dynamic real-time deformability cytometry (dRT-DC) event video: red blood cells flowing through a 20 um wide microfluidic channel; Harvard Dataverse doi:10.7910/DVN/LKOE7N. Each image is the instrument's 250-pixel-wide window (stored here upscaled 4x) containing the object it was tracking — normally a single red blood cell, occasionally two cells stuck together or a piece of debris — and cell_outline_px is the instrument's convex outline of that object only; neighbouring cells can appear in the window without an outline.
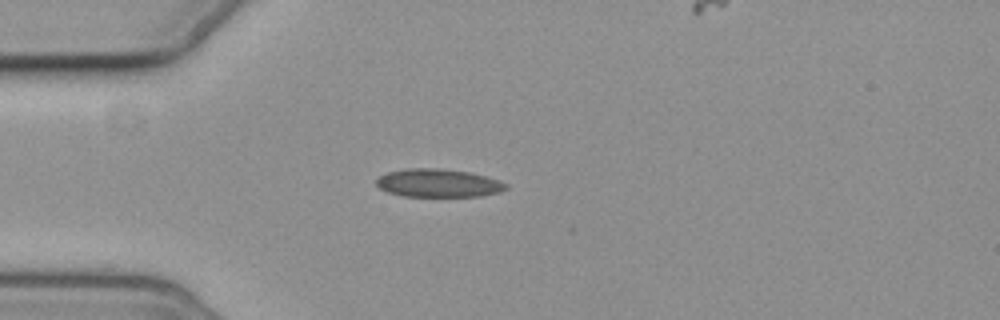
{"species": "common noctule bat (a hibernating species)", "species_latin": "Nyctalus noctula", "temperature_condition": "cold", "stored_images_in_passage": 6, "camera_frame_rate_fps": 3000, "um_per_image_px": 0.085, "animal": {"sex": "female", "body_mass_g": 19.3, "forearm_length_mm": 54.1}, "frame": {"image": 1, "passage_image": 3, "time_ms": 2.333, "image_size_px": [1000, 320], "cell_outline_px": [[508, 188], [500, 192], [480, 196], [404, 196], [388, 192], [380, 188], [376, 184], [376, 180], [380, 176], [388, 172], [408, 168], [440, 168], [472, 172], [500, 180], [508, 184]], "centroid_in_image_um": [37.3, 15.55], "position_along_channel_um": 47.7, "area_um2": 21.39}}
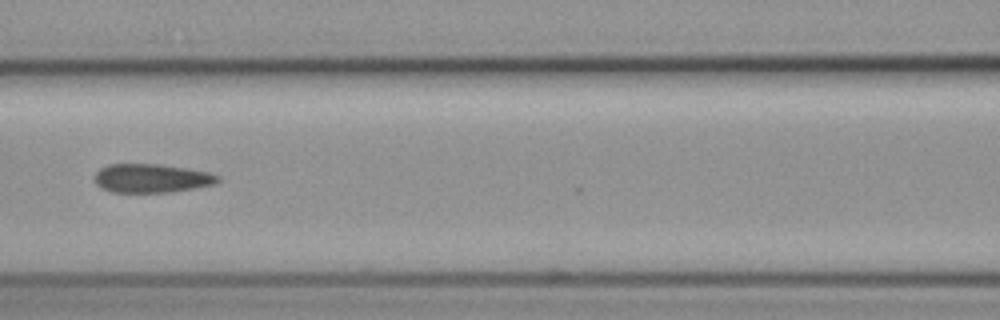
{"frame": {"image": 2, "passage_image": 6, "time_ms": 5.667, "image_size_px": [1000, 320], "cell_outline_px": [[220, 180], [216, 184], [172, 192], [112, 192], [100, 188], [96, 184], [96, 172], [100, 168], [108, 164], [156, 164], [184, 168], [208, 172], [220, 176]], "centroid_in_image_um": [12.88, 15.16], "position_along_channel_um": 153.7, "area_um2": 20.58}}